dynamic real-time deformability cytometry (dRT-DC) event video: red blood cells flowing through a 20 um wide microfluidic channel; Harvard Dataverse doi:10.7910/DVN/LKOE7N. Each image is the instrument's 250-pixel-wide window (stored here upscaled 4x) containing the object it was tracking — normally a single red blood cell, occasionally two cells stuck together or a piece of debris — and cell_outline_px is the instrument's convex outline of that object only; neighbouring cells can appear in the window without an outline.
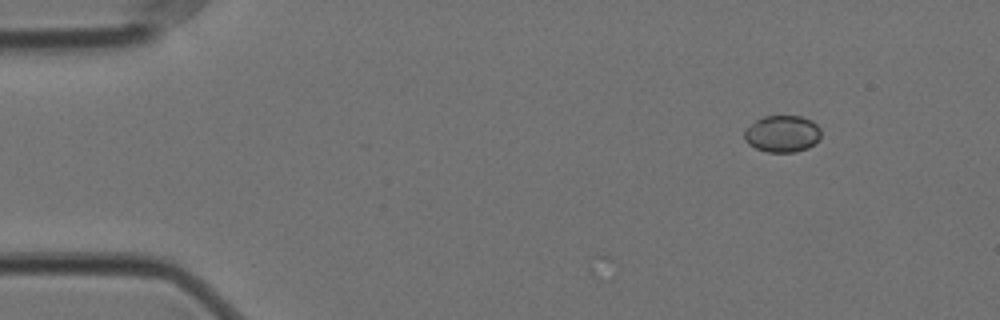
{"species": "Egyptian fruit bat (a non-hibernating species)", "species_latin": "Rousettus aegyptiacus", "temperature_condition": "cold", "stored_images_in_passage": 6, "camera_frame_rate_fps": 3000, "um_per_image_px": 0.085, "animal": {"sex": "female"}, "frame": {"image": 1, "passage_image": 1, "time_ms": 0.0, "image_size_px": [1000, 320], "cell_outline_px": [[820, 136], [808, 148], [796, 152], [768, 152], [756, 148], [748, 144], [744, 140], [744, 128], [756, 120], [764, 116], [800, 116], [812, 120], [820, 128]], "centroid_in_image_um": [66.46, 11.37], "position_along_channel_um": 18.5, "area_um2": 16.47}}